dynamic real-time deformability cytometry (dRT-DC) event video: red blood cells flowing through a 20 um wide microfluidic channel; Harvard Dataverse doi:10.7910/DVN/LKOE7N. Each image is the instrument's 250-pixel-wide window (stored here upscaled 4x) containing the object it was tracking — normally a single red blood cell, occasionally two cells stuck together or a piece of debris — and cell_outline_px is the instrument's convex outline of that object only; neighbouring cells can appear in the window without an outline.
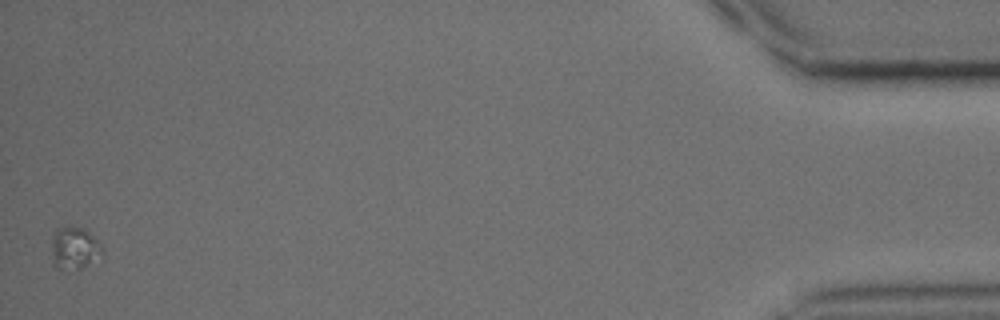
{"species": "common noctule bat (a hibernating species)", "species_latin": "Nyctalus noctula", "temperature_condition": "cold", "stored_images_in_passage": 42, "camera_frame_rate_fps": 3000, "um_per_image_px": 0.085, "animal": {"sex": "male", "body_mass_g": 15.6}, "frame": {"image": 1, "passage_image": 42, "time_ms": 13.667, "image_size_px": [1000, 320], "cell_outline_px": [[104, 252], [80, 268], [60, 268], [52, 264], [52, 236], [60, 228], [84, 228], [104, 248]], "centroid_in_image_um": [6.31, 21.09], "position_along_channel_um": 428.9, "area_um2": 11.85}}